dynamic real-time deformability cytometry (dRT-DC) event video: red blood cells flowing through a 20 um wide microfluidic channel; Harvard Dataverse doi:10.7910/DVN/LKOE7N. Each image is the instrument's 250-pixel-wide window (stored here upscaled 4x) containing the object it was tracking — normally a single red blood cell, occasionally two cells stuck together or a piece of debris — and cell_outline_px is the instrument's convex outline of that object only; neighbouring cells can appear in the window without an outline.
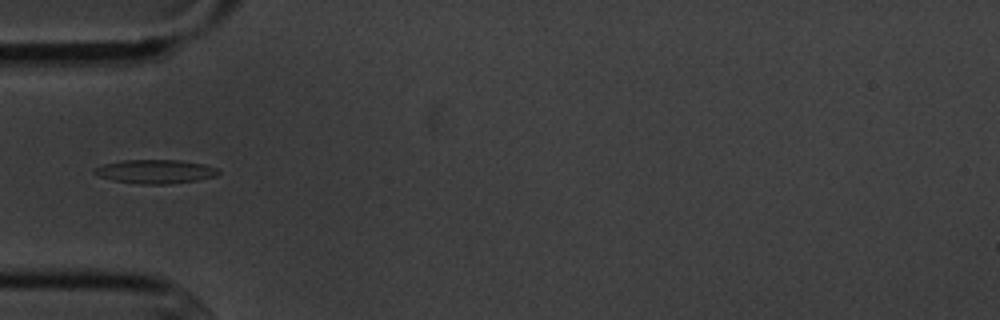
{"species": "common noctule bat (a hibernating species)", "species_latin": "Nyctalus noctula", "temperature_condition": "cold", "stored_images_in_passage": 5, "camera_frame_rate_fps": 3000, "um_per_image_px": 0.085, "animal": {"sex": "male", "body_mass_g": 20.1, "forearm_length_mm": 53.5}, "frame": {"image": 1, "passage_image": 5, "time_ms": 5.333, "image_size_px": [1000, 320], "cell_outline_px": [[220, 172], [216, 176], [196, 180], [168, 184], [140, 184], [112, 180], [100, 176], [92, 172], [96, 168], [104, 164], [124, 160], [180, 160], [204, 164], [216, 168]], "centroid_in_image_um": [13.21, 14.58], "position_along_channel_um": 71.8, "area_um2": 17.05}}